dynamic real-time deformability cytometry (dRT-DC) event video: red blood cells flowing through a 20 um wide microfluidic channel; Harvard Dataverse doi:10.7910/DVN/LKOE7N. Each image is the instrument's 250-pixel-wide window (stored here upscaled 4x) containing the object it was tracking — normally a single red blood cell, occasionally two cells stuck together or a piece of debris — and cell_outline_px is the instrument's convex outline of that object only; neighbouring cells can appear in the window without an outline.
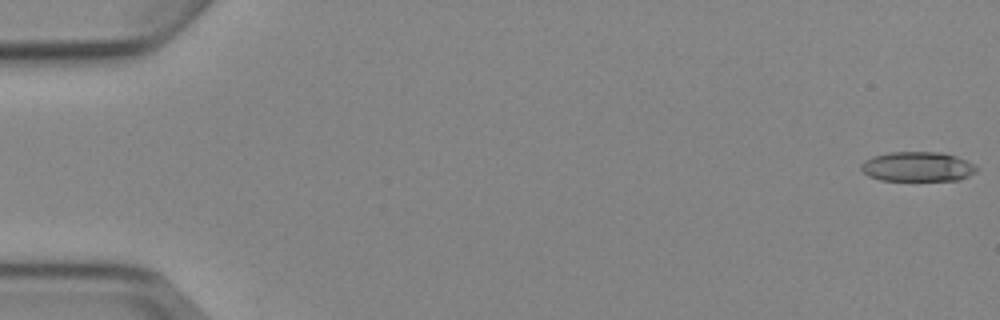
{"species": "Egyptian fruit bat (a non-hibernating species)", "species_latin": "Rousettus aegyptiacus", "temperature_condition": "cold", "stored_images_in_passage": 5, "camera_frame_rate_fps": 3000, "um_per_image_px": 0.085, "animal": {"sex": "female"}, "frame": {"image": 1, "passage_image": 1, "time_ms": 0.0, "image_size_px": [1000, 320], "cell_outline_px": [[980, 168], [976, 172], [960, 180], [880, 180], [868, 176], [860, 168], [860, 164], [864, 160], [872, 156], [892, 152], [940, 152], [956, 156]], "centroid_in_image_um": [77.97, 14.17], "position_along_channel_um": 7.0, "area_um2": 20.0}}
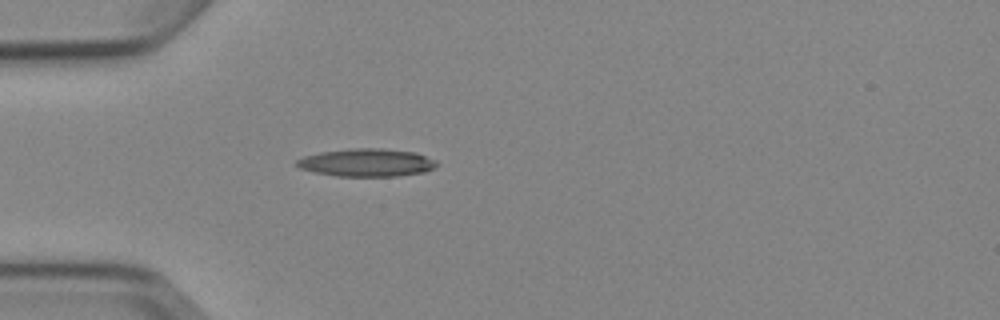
{"frame": {"image": 2, "passage_image": 5, "time_ms": 5.0, "image_size_px": [1000, 320], "cell_outline_px": [[440, 164], [424, 172], [396, 176], [336, 176], [312, 172], [300, 168], [292, 164], [296, 160], [304, 156], [320, 152], [356, 148], [380, 148], [416, 152], [436, 160]], "centroid_in_image_um": [31.14, 13.82], "position_along_channel_um": 53.9, "area_um2": 22.89}}